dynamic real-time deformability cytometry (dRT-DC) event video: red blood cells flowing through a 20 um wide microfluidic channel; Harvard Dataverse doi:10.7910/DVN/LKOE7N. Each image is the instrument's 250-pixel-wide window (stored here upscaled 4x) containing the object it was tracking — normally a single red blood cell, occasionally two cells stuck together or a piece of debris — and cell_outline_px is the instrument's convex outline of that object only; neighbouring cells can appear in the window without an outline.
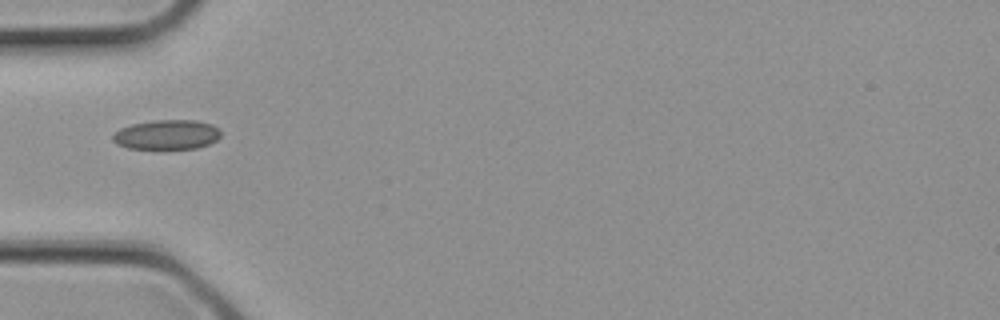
{"species": "common noctule bat (a hibernating species)", "species_latin": "Nyctalus noctula", "temperature_condition": "cold", "stored_images_in_passage": 2, "camera_frame_rate_fps": 3000, "um_per_image_px": 0.085, "animal": {"sex": "female", "body_mass_g": 21.9}, "frame": {"image": 1, "passage_image": 2, "time_ms": 0.333, "image_size_px": [1000, 320], "cell_outline_px": [[220, 136], [216, 140], [208, 144], [196, 148], [128, 148], [116, 144], [112, 140], [112, 136], [120, 128], [132, 124], [152, 120], [196, 120], [212, 124], [220, 128]], "centroid_in_image_um": [14.18, 11.43], "position_along_channel_um": 70.8, "area_um2": 18.61}}